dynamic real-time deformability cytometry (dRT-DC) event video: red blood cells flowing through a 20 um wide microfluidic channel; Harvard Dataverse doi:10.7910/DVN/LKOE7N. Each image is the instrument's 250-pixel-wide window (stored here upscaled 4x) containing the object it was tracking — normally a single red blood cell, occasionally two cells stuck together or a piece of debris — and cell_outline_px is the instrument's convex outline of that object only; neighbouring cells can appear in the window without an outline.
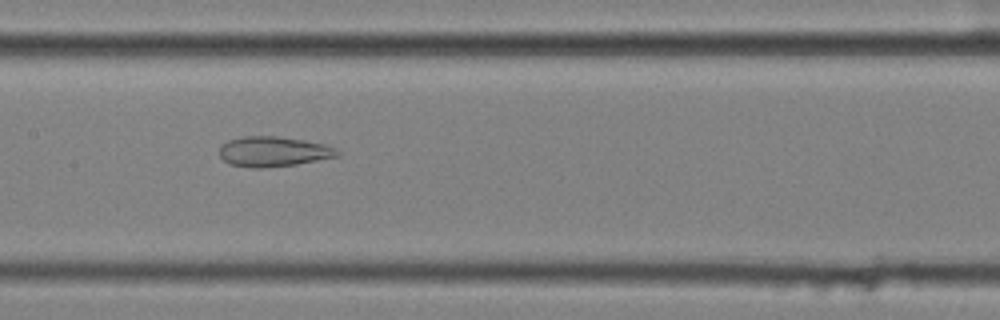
{"species": "common noctule bat (a hibernating species)", "species_latin": "Nyctalus noctula", "temperature_condition": "cold", "stored_images_in_passage": 57, "camera_frame_rate_fps": 3000, "um_per_image_px": 0.085, "animal": {"sex": "female", "body_mass_g": 25.1}, "frame": {"image": 1, "passage_image": 29, "time_ms": 9.333, "image_size_px": [1000, 320], "cell_outline_px": [[340, 156], [296, 164], [260, 168], [252, 168], [228, 164], [220, 156], [220, 148], [228, 140], [244, 136], [276, 136], [304, 140], [324, 144], [336, 148], [340, 152]], "centroid_in_image_um": [23.25, 12.88], "position_along_channel_um": 184.1, "area_um2": 20.63}}
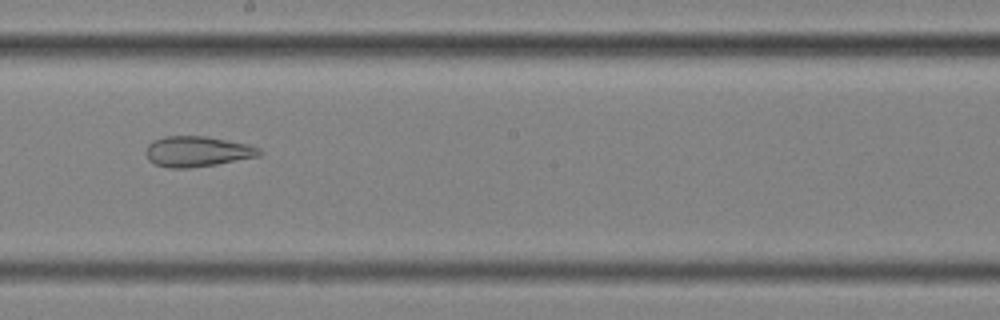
{"frame": {"image": 2, "passage_image": 33, "time_ms": 10.667, "image_size_px": [1000, 320], "cell_outline_px": [[264, 152], [260, 156], [216, 164], [188, 168], [168, 168], [152, 164], [148, 160], [144, 152], [148, 144], [152, 140], [164, 136], [204, 136], [248, 144], [260, 148]], "centroid_in_image_um": [16.73, 12.88], "position_along_channel_um": 231.5, "area_um2": 20.4}}
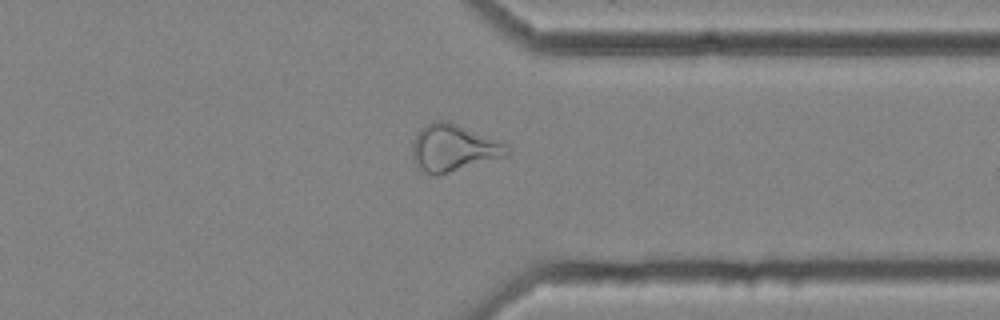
{"frame": {"image": 3, "passage_image": 45, "time_ms": 14.667, "image_size_px": [1000, 320], "cell_outline_px": [[512, 148], [508, 156], [436, 176], [424, 172], [412, 160], [412, 144], [416, 132], [420, 128], [432, 120], [448, 120], [500, 140], [508, 144]], "centroid_in_image_um": [38.57, 12.55], "position_along_channel_um": 372.8, "area_um2": 26.59}, "authors_computed_cell_mechanics": {"area_um2": 27.8018, "velocity_mm_per_s": 3.5581, "shape_relaxation_time_tau1_ms": null, "shape_relaxation_time_tau2_ms": 3.3709, "deformation_change_tau1": null, "deformation_change_tau2": 0.1249}}